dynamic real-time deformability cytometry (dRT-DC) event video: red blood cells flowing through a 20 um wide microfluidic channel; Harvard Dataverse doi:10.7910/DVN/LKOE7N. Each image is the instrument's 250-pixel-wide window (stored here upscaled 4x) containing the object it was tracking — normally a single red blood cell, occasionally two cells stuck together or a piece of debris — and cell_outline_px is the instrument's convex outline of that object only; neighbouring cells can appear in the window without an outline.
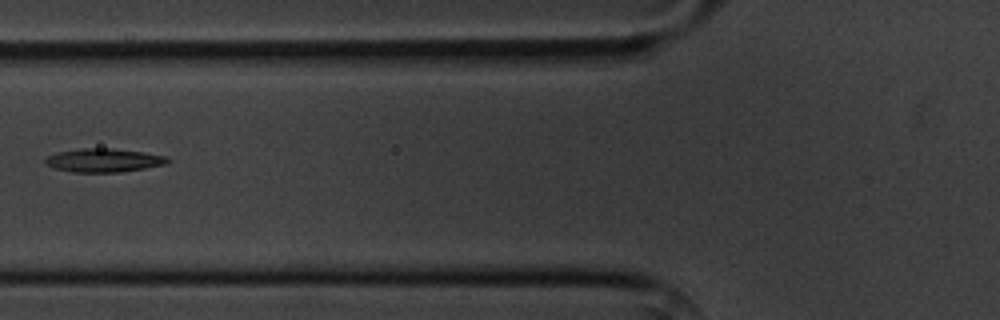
{"species": "common noctule bat (a hibernating species)", "species_latin": "Nyctalus noctula", "temperature_condition": "cold", "stored_images_in_passage": 6, "camera_frame_rate_fps": 3000, "um_per_image_px": 0.085, "animal": {"sex": "male", "body_mass_g": 20.1, "forearm_length_mm": 53.5}, "frame": {"image": 1, "passage_image": 5, "time_ms": 5.667, "image_size_px": [1000, 320], "cell_outline_px": [[172, 160], [164, 164], [144, 168], [120, 172], [72, 172], [52, 168], [44, 164], [44, 160], [48, 156], [60, 152], [80, 148], [112, 148], [144, 152], [164, 156]], "centroid_in_image_um": [8.78, 13.62], "position_along_channel_um": 117.0, "area_um2": 16.76}}
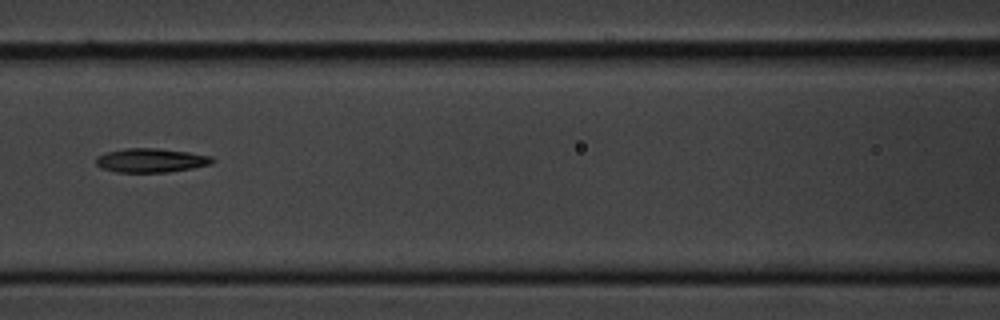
{"frame": {"image": 2, "passage_image": 6, "time_ms": 6.667, "image_size_px": [1000, 320], "cell_outline_px": [[216, 160], [212, 164], [192, 168], [168, 172], [116, 172], [100, 168], [96, 164], [96, 156], [108, 152], [124, 148], [156, 148], [188, 152], [212, 156]], "centroid_in_image_um": [12.84, 13.63], "position_along_channel_um": 153.8, "area_um2": 16.36}}